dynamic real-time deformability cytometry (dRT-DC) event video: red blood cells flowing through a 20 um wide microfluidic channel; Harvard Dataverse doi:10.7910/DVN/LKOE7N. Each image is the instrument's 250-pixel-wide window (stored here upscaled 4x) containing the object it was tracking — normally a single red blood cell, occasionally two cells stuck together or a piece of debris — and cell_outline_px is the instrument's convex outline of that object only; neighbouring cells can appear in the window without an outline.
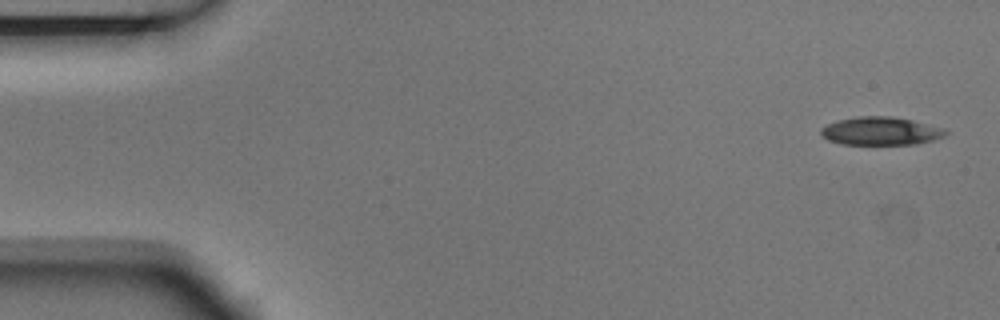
{"species": "Egyptian fruit bat (a non-hibernating species)", "species_latin": "Rousettus aegyptiacus", "temperature_condition": "room temperature", "stored_images_in_passage": 5, "segment_of_instrument_passage": [2, 2], "camera_frame_rate_fps": 3000, "um_per_image_px": 0.085, "animal": {"sex": "male"}, "frame": {"image": 1, "passage_image": 5, "time_ms": 1.333, "image_size_px": [1000, 320], "cell_outline_px": [[948, 132], [944, 136], [932, 140], [916, 144], [840, 144], [828, 140], [820, 136], [820, 128], [836, 120], [856, 116], [892, 116], [912, 120], [944, 128]], "centroid_in_image_um": [74.81, 11.13], "position_along_channel_um": 10.2, "area_um2": 20.58}}